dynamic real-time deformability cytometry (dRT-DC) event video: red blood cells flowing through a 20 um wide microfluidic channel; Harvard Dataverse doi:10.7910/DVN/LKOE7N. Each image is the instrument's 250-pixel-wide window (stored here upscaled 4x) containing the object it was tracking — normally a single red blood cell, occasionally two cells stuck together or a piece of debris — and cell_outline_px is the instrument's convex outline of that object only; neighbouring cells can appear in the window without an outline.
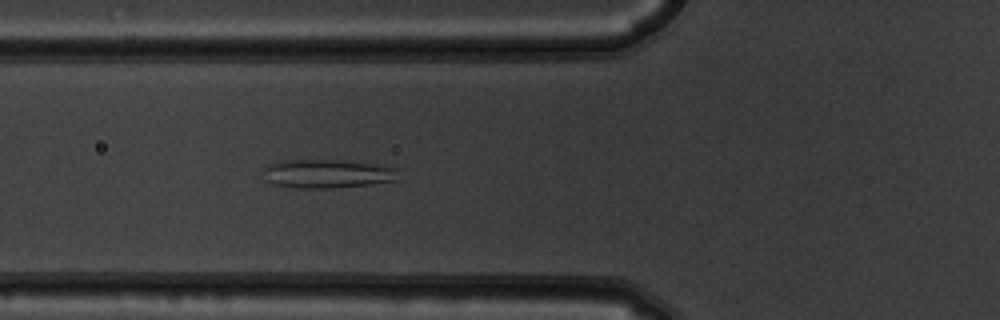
{"species": "common noctule bat (a hibernating species)", "species_latin": "Nyctalus noctula", "temperature_condition": "warm", "stored_images_in_passage": 5, "camera_frame_rate_fps": 3000, "um_per_image_px": 0.085, "animal": {"sex": "male", "body_mass_g": 19.5, "forearm_length_mm": 54.6}, "frame": {"image": 1, "passage_image": 5, "time_ms": 1.333, "image_size_px": [1000, 320], "cell_outline_px": [[400, 168], [396, 180], [372, 184], [328, 188], [300, 188], [272, 184], [268, 180], [264, 168], [268, 164], [280, 160], [336, 160]], "centroid_in_image_um": [27.82, 14.76], "position_along_channel_um": 98.0, "area_um2": 22.25}}